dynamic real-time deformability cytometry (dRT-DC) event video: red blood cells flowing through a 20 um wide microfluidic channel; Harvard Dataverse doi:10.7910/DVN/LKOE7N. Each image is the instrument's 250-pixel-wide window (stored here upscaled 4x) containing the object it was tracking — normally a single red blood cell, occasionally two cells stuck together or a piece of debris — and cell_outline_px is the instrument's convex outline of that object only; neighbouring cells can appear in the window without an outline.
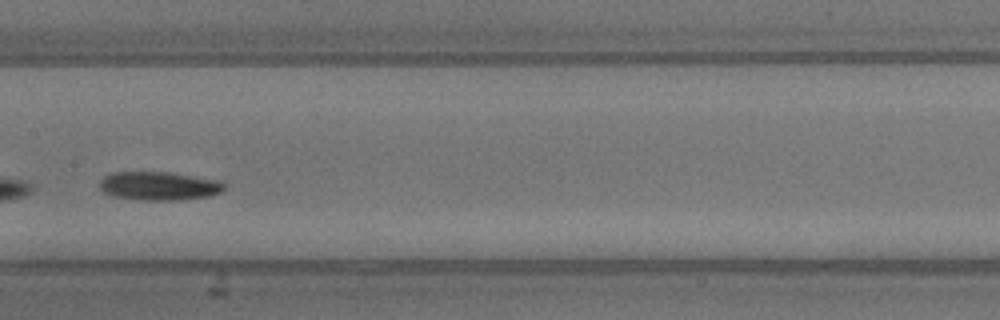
{"species": "common noctule bat (a hibernating species)", "species_latin": "Nyctalus noctula", "temperature_condition": "warm", "stored_images_in_passage": 24, "camera_frame_rate_fps": 3000, "um_per_image_px": 0.085, "animal": {"sex": "male", "body_mass_g": 13.3}, "frame": {"image": 1, "passage_image": 11, "time_ms": 3.333, "image_size_px": [1000, 320], "cell_outline_px": [[224, 188], [220, 192], [208, 196], [176, 200], [144, 200], [112, 196], [104, 192], [100, 188], [100, 180], [104, 176], [112, 172], [168, 172], [220, 180], [224, 184]], "centroid_in_image_um": [13.49, 15.8], "position_along_channel_um": 193.9, "area_um2": 20.63}}